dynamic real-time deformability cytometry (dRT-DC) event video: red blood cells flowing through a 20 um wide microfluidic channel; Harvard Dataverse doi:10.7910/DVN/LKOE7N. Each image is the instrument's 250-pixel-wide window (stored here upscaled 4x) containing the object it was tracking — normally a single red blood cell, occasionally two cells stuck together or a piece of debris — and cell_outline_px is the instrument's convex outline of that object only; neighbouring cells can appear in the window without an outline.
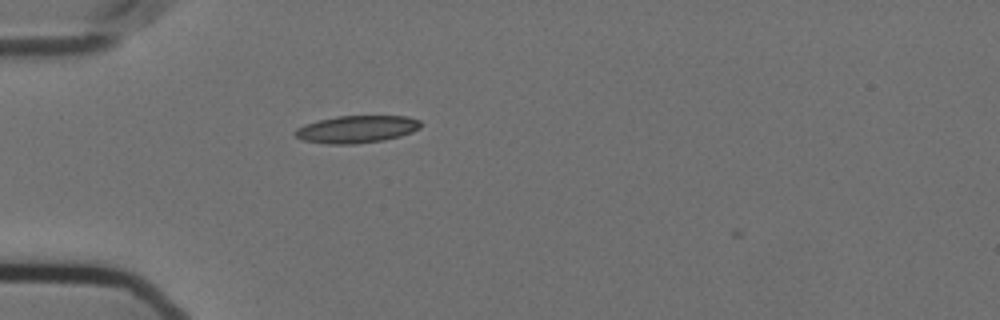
{"species": "Egyptian fruit bat (a non-hibernating species)", "species_latin": "Rousettus aegyptiacus", "temperature_condition": "cold", "stored_images_in_passage": 4, "camera_frame_rate_fps": 3000, "um_per_image_px": 0.085, "animal": {"sex": "female"}, "frame": {"image": 1, "passage_image": 3, "time_ms": 0.667, "image_size_px": [1000, 320], "cell_outline_px": [[420, 128], [412, 132], [400, 136], [384, 140], [356, 144], [328, 144], [304, 140], [296, 136], [292, 132], [296, 128], [304, 124], [336, 116], [408, 116], [420, 120]], "centroid_in_image_um": [30.31, 10.98], "position_along_channel_um": 54.7, "area_um2": 20.06}}